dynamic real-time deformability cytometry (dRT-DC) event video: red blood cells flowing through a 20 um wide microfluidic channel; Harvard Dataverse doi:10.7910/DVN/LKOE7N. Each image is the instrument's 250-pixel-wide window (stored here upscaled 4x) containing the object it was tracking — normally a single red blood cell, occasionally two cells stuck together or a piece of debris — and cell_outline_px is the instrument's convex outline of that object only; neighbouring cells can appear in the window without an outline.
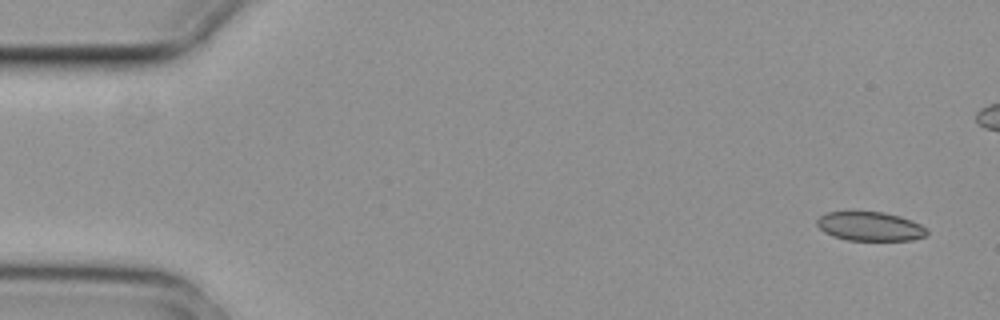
{"species": "common noctule bat (a hibernating species)", "species_latin": "Nyctalus noctula", "temperature_condition": "cold", "stored_images_in_passage": 5, "camera_frame_rate_fps": 3000, "um_per_image_px": 0.085, "animal": {"sex": "female", "body_mass_g": 29.2, "forearm_length_mm": 56.3}, "frame": {"image": 1, "passage_image": 1, "time_ms": 0.0, "image_size_px": [1000, 320], "cell_outline_px": [[928, 236], [912, 240], [848, 240], [832, 236], [824, 232], [816, 224], [816, 220], [824, 212], [884, 212], [900, 216], [912, 220], [928, 228]], "centroid_in_image_um": [73.98, 19.24], "position_along_channel_um": 11.0, "area_um2": 18.79}}